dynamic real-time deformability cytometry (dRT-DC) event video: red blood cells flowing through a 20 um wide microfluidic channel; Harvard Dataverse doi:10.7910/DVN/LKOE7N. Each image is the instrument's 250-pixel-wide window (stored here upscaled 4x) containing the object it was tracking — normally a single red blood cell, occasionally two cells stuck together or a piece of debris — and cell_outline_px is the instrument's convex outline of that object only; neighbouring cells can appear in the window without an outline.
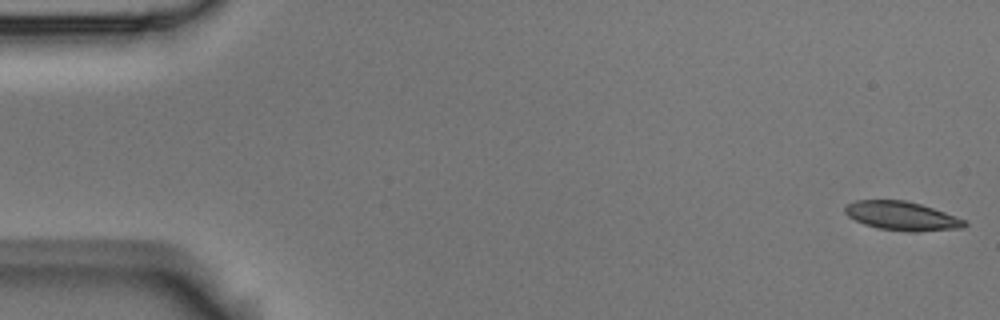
{"species": "Egyptian fruit bat (a non-hibernating species)", "species_latin": "Rousettus aegyptiacus", "temperature_condition": "room temperature", "stored_images_in_passage": 4, "camera_frame_rate_fps": 3000, "um_per_image_px": 0.085, "animal": {"sex": "male"}, "frame": {"image": 1, "passage_image": 1, "time_ms": 0.0, "image_size_px": [1000, 320], "cell_outline_px": [[968, 224], [964, 228], [916, 232], [912, 232], [880, 228], [864, 224], [848, 216], [844, 212], [844, 208], [848, 204], [856, 200], [904, 200], [920, 204], [956, 216], [964, 220]], "centroid_in_image_um": [76.67, 18.36], "position_along_channel_um": 8.3, "area_um2": 19.94}}
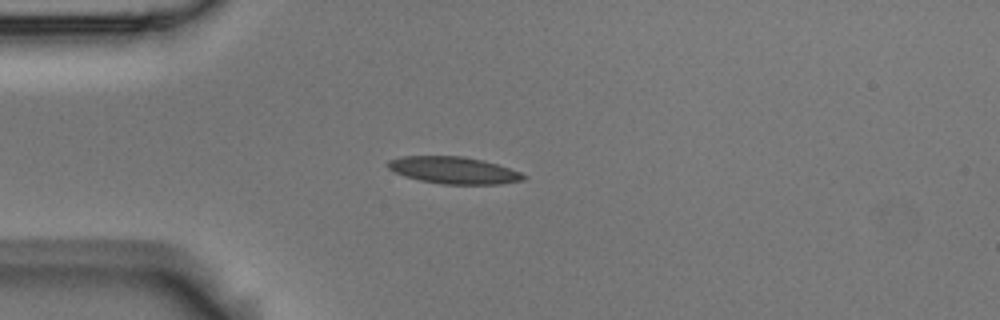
{"frame": {"image": 2, "passage_image": 4, "time_ms": 1.0, "image_size_px": [1000, 320], "cell_outline_px": [[528, 176], [524, 180], [500, 184], [440, 184], [420, 180], [404, 176], [388, 168], [384, 164], [388, 160], [400, 156], [464, 156], [484, 160], [520, 172]], "centroid_in_image_um": [38.54, 14.47], "position_along_channel_um": 46.5, "area_um2": 21.44}}